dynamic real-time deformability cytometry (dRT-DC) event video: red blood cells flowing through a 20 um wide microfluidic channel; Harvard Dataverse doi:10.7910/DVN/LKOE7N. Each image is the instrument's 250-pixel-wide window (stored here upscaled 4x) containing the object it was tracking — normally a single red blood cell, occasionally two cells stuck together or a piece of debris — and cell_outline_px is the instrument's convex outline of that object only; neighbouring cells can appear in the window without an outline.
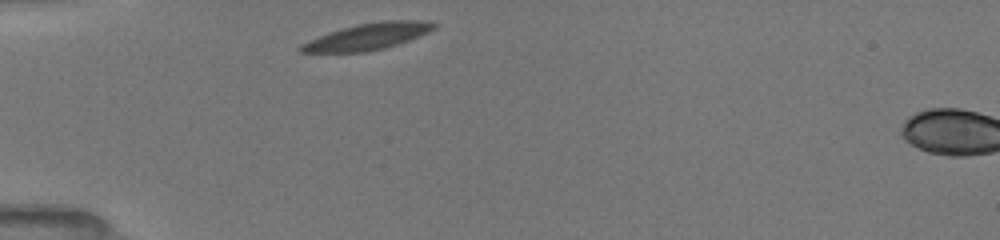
{"species": "common noctule bat (a hibernating species)", "species_latin": "Nyctalus noctula", "temperature_condition": "room temperature", "stored_images_in_passage": 3, "camera_frame_rate_fps": 3000, "um_per_image_px": 0.085, "animal": {"sex": "female", "body_mass_g": 19.5, "forearm_length_mm": 54.1}, "frame": {"image": 1, "passage_image": 1, "time_ms": 0.0, "image_size_px": [1000, 240], "cell_outline_px": [[436, 28], [428, 32], [408, 40], [384, 48], [364, 52], [300, 52], [296, 48], [300, 44], [308, 40], [356, 24], [380, 20], [428, 20], [436, 24]], "centroid_in_image_um": [31.26, 3.09], "position_along_channel_um": 53.7, "area_um2": 20.4}}